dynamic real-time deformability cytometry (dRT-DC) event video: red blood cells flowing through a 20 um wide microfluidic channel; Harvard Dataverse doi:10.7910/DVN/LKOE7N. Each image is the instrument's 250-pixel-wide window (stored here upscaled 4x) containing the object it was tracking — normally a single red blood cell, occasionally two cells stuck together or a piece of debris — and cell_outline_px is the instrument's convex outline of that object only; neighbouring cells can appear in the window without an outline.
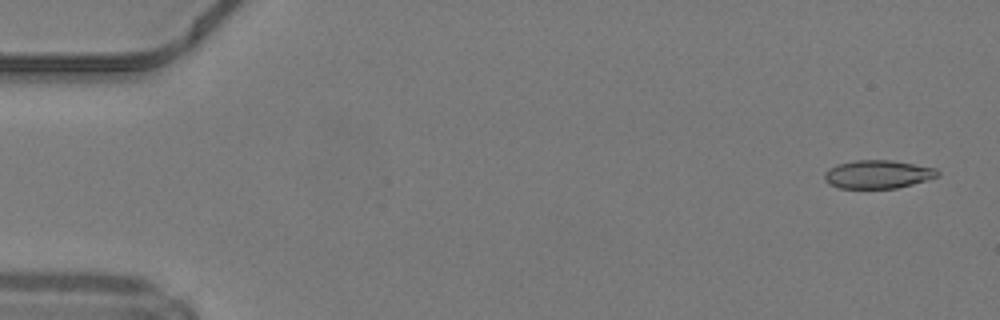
{"species": "common noctule bat (a hibernating species)", "species_latin": "Nyctalus noctula", "temperature_condition": "warm", "stored_images_in_passage": 49, "camera_frame_rate_fps": 3000, "um_per_image_px": 0.085, "animal": {"sex": "male", "body_mass_g": 19.2, "forearm_length_mm": 51.8}, "frame": {"image": 1, "passage_image": 2, "time_ms": 0.333, "image_size_px": [1000, 320], "cell_outline_px": [[940, 176], [928, 180], [896, 188], [840, 188], [828, 184], [824, 180], [824, 172], [828, 168], [836, 164], [856, 160], [892, 160], [936, 168], [940, 172]], "centroid_in_image_um": [74.61, 14.81], "position_along_channel_um": 10.4, "area_um2": 18.84}}
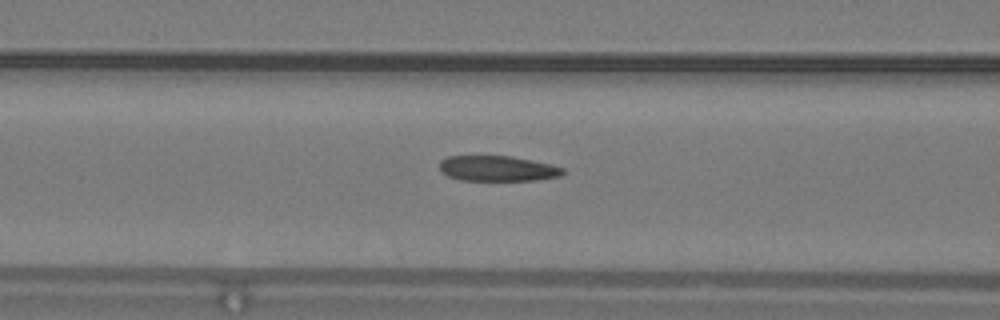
{"frame": {"image": 2, "passage_image": 20, "time_ms": 6.333, "image_size_px": [1000, 320], "cell_outline_px": [[564, 172], [560, 176], [536, 180], [460, 180], [448, 176], [440, 172], [440, 160], [448, 156], [512, 156], [552, 164], [564, 168]], "centroid_in_image_um": [42.28, 14.32], "position_along_channel_um": 124.3, "area_um2": 18.32}}
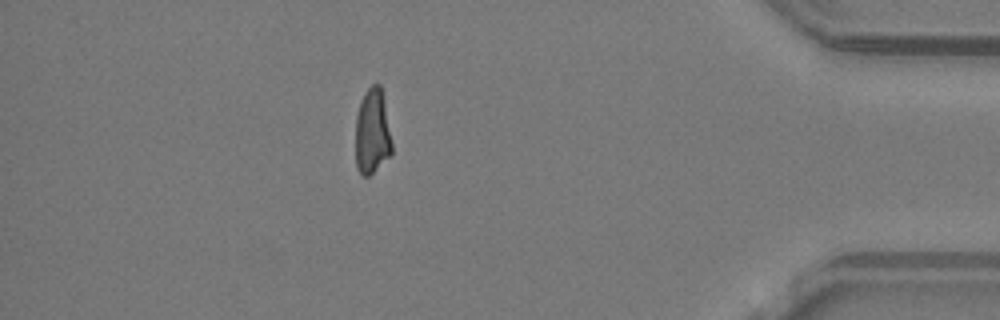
{"frame": {"image": 3, "passage_image": 43, "time_ms": 14.0, "image_size_px": [1000, 320], "cell_outline_px": [[392, 156], [368, 176], [360, 176], [356, 168], [356, 116], [364, 92], [372, 84], [380, 84], [384, 100], [392, 144]], "centroid_in_image_um": [31.65, 11.24], "position_along_channel_um": 403.6, "area_um2": 18.26}, "authors_computed_cell_mechanics": {"area_um2": 18.9584, "velocity_mm_per_s": 4.2237, "shape_relaxation_time_tau1_ms": 10.6443, "shape_relaxation_time_tau2_ms": 1.4047, "deformation_change_tau1": 0.3234, "deformation_change_tau2": 0.0905}}